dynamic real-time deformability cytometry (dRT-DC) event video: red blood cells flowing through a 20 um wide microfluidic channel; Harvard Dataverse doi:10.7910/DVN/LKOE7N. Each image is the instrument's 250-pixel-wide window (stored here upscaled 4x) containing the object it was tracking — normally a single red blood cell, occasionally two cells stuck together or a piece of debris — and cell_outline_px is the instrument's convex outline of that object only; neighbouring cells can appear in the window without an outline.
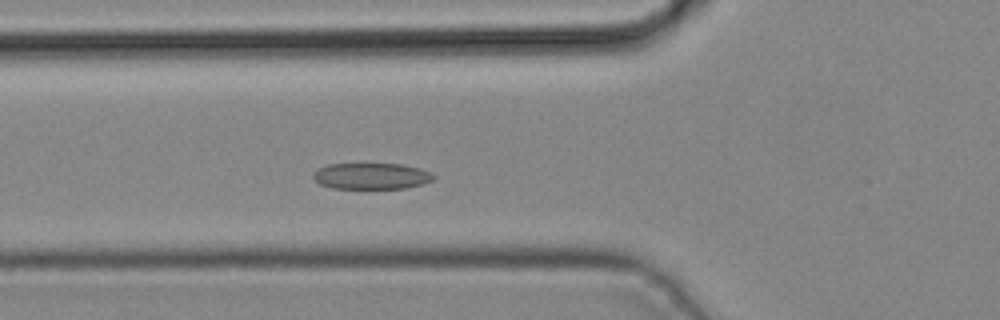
{"species": "common noctule bat (a hibernating species)", "species_latin": "Nyctalus noctula", "temperature_condition": "cold", "stored_images_in_passage": 34, "camera_frame_rate_fps": 3000, "um_per_image_px": 0.085, "animal": {"sex": "male", "body_mass_g": 19.2, "forearm_length_mm": 51.8}, "frame": {"image": 1, "passage_image": 11, "time_ms": 3.333, "image_size_px": [1000, 320], "cell_outline_px": [[436, 176], [432, 180], [420, 184], [404, 188], [332, 188], [320, 184], [312, 176], [320, 168], [328, 164], [400, 164], [420, 168], [432, 172]], "centroid_in_image_um": [31.6, 14.96], "position_along_channel_um": 94.2, "area_um2": 18.15}}
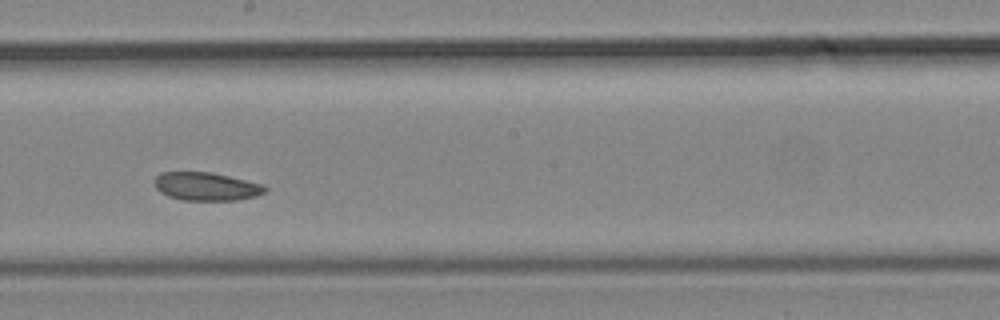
{"frame": {"image": 2, "passage_image": 20, "time_ms": 6.333, "image_size_px": [1000, 320], "cell_outline_px": [[268, 188], [264, 192], [256, 196], [236, 200], [184, 200], [168, 196], [160, 192], [156, 188], [156, 176], [160, 172], [212, 172], [264, 184]], "centroid_in_image_um": [17.56, 15.84], "position_along_channel_um": 230.6, "area_um2": 18.15}}
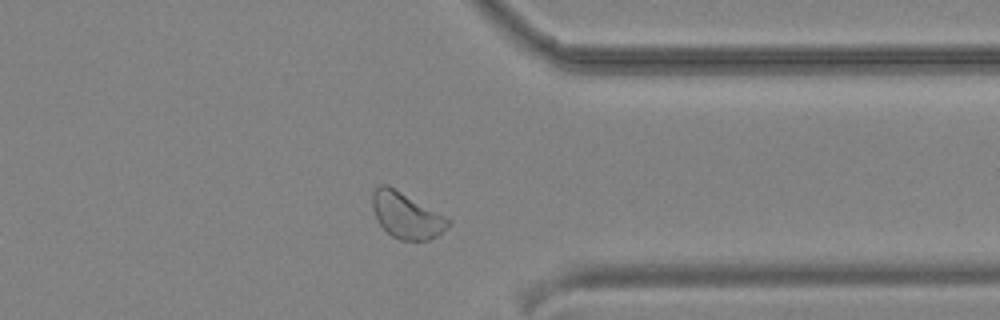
{"frame": {"image": 3, "passage_image": 30, "time_ms": 9.667, "image_size_px": [1000, 320], "cell_outline_px": [[452, 224], [436, 236], [428, 240], [400, 240], [392, 236], [380, 224], [372, 208], [372, 192], [380, 184], [388, 184], [452, 220]], "centroid_in_image_um": [34.55, 18.3], "position_along_channel_um": 376.9, "area_um2": 20.17}}